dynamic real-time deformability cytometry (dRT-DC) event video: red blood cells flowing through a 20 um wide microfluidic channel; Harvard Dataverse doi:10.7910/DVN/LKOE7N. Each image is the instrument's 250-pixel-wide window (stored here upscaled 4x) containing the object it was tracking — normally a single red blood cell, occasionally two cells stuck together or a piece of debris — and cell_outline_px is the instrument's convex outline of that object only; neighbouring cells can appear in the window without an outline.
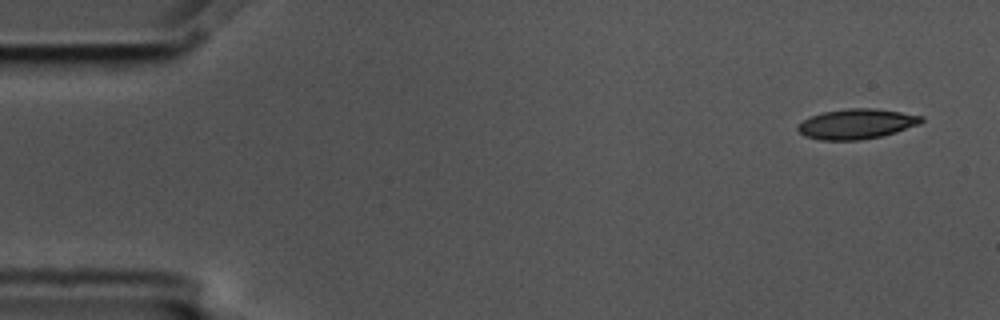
{"species": "common noctule bat (a hibernating species)", "species_latin": "Nyctalus noctula", "temperature_condition": "cold", "stored_images_in_passage": 9, "camera_frame_rate_fps": 3000, "um_per_image_px": 0.085, "animal": {"sex": "male", "body_mass_g": 17.5, "forearm_length_mm": 52.3}, "frame": {"image": 1, "passage_image": 1, "time_ms": 0.0, "image_size_px": [1000, 320], "cell_outline_px": [[924, 120], [920, 124], [896, 132], [880, 136], [860, 140], [820, 140], [804, 136], [796, 128], [796, 124], [812, 116], [824, 112], [848, 108], [876, 108], [924, 116]], "centroid_in_image_um": [72.81, 10.53], "position_along_channel_um": 12.2, "area_um2": 21.68}}